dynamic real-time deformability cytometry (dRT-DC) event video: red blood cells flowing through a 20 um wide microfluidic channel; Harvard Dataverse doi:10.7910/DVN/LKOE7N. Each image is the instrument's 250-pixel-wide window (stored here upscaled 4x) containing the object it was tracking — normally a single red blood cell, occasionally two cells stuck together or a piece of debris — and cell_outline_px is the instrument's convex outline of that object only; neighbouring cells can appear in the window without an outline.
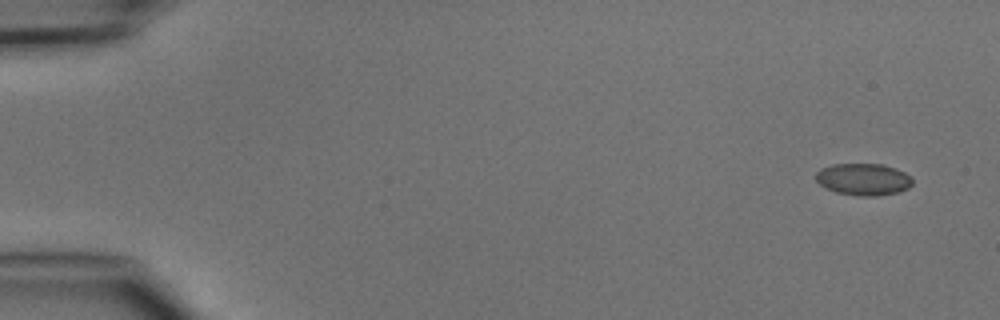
{"species": "common noctule bat (a hibernating species)", "species_latin": "Nyctalus noctula", "temperature_condition": "cold", "stored_images_in_passage": 6, "camera_frame_rate_fps": 3000, "um_per_image_px": 0.085, "animal": {"sex": "male", "body_mass_g": 15.6}, "frame": {"image": 1, "passage_image": 1, "time_ms": 0.0, "image_size_px": [1000, 320], "cell_outline_px": [[912, 184], [908, 188], [900, 192], [876, 196], [860, 196], [836, 192], [820, 184], [816, 180], [816, 172], [820, 168], [832, 164], [884, 164], [896, 168], [912, 176]], "centroid_in_image_um": [73.42, 15.23], "position_along_channel_um": 11.6, "area_um2": 18.09}}
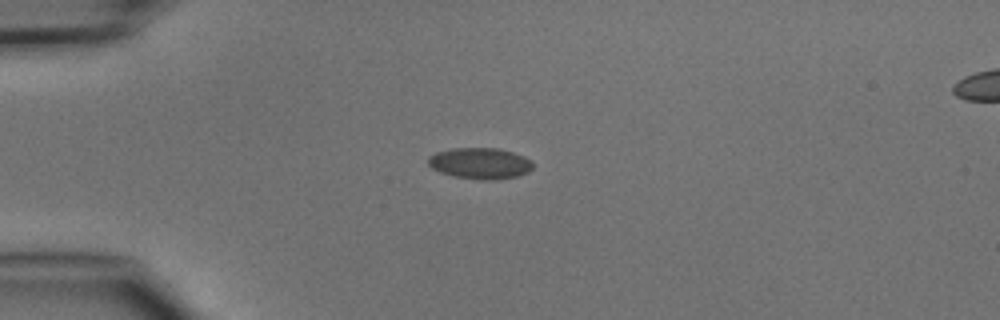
{"frame": {"image": 2, "passage_image": 4, "time_ms": 3.333, "image_size_px": [1000, 320], "cell_outline_px": [[532, 168], [528, 172], [516, 176], [492, 180], [480, 180], [452, 176], [440, 172], [432, 168], [428, 164], [428, 156], [436, 152], [452, 148], [496, 148], [512, 152], [524, 156], [532, 160]], "centroid_in_image_um": [40.78, 13.88], "position_along_channel_um": 44.2, "area_um2": 19.07}}
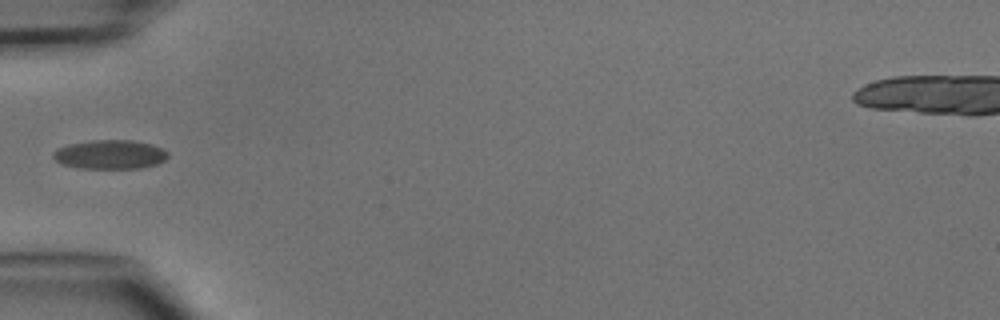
{"frame": {"image": 3, "passage_image": 5, "time_ms": 4.667, "image_size_px": [1000, 320], "cell_outline_px": [[168, 156], [164, 160], [156, 164], [140, 168], [80, 168], [64, 164], [56, 160], [52, 156], [52, 152], [56, 148], [68, 144], [92, 140], [132, 140], [152, 144], [164, 148], [168, 152]], "centroid_in_image_um": [9.36, 13.12], "position_along_channel_um": 75.6, "area_um2": 19.48}}